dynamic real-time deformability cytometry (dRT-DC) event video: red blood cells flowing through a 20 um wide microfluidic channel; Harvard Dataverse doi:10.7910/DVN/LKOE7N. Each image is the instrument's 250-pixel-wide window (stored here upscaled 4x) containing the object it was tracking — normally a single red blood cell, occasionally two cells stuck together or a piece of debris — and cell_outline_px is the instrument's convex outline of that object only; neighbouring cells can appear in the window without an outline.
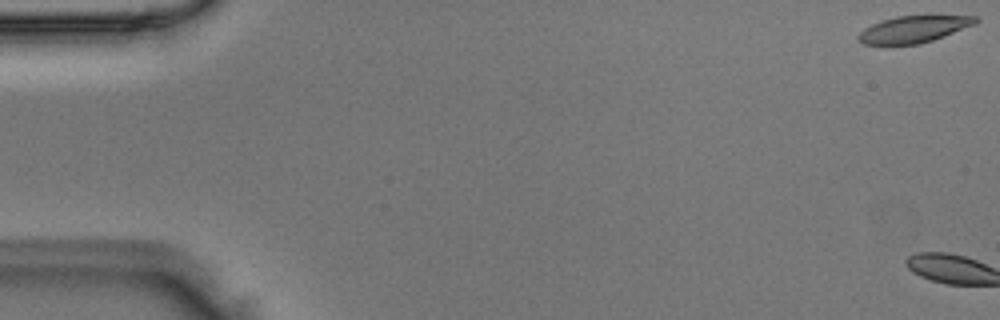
{"species": "Egyptian fruit bat (a non-hibernating species)", "species_latin": "Rousettus aegyptiacus", "temperature_condition": "room temperature", "stored_images_in_passage": 3, "camera_frame_rate_fps": 3000, "um_per_image_px": 0.085, "animal": {"sex": "male"}, "frame": {"image": 1, "passage_image": 1, "time_ms": 0.0, "image_size_px": [1000, 320], "cell_outline_px": [[980, 20], [976, 24], [944, 36], [920, 44], [884, 48], [864, 44], [856, 40], [856, 36], [864, 28], [880, 20], [896, 16], [928, 12], [976, 16]], "centroid_in_image_um": [77.65, 2.47], "position_along_channel_um": 7.4, "area_um2": 20.23}}